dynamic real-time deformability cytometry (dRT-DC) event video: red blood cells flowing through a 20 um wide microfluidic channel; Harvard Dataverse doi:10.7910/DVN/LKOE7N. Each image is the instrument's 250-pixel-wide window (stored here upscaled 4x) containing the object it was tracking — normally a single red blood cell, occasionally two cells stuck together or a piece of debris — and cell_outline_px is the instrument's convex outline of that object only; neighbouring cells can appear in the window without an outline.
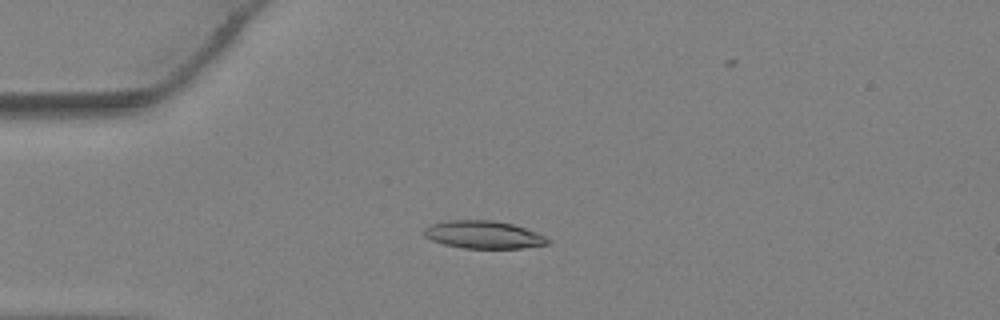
{"species": "Egyptian fruit bat (a non-hibernating species)", "species_latin": "Rousettus aegyptiacus", "temperature_condition": "warm", "stored_images_in_passage": 30, "camera_frame_rate_fps": 3000, "um_per_image_px": 0.085, "animal": {"sex": "female"}, "frame": {"image": 1, "passage_image": 2, "time_ms": 0.333, "image_size_px": [1000, 320], "cell_outline_px": [[552, 240], [548, 244], [520, 248], [464, 248], [444, 244], [432, 240], [424, 236], [424, 228], [432, 224], [448, 220], [492, 220], [512, 224], [536, 232]], "centroid_in_image_um": [41.1, 19.95], "position_along_channel_um": 43.9, "area_um2": 19.83}}
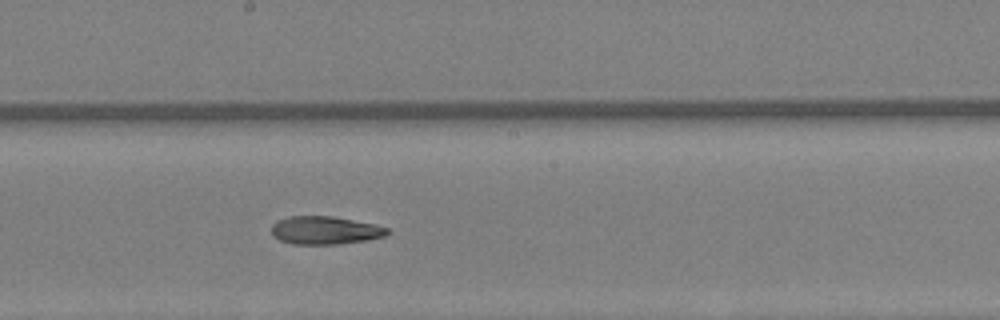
{"frame": {"image": 2, "passage_image": 13, "time_ms": 4.0, "image_size_px": [1000, 320], "cell_outline_px": [[388, 236], [368, 240], [340, 244], [292, 244], [280, 240], [272, 236], [272, 224], [276, 220], [288, 216], [332, 216], [376, 224], [388, 228]], "centroid_in_image_um": [27.63, 19.58], "position_along_channel_um": 220.6, "area_um2": 19.19}}
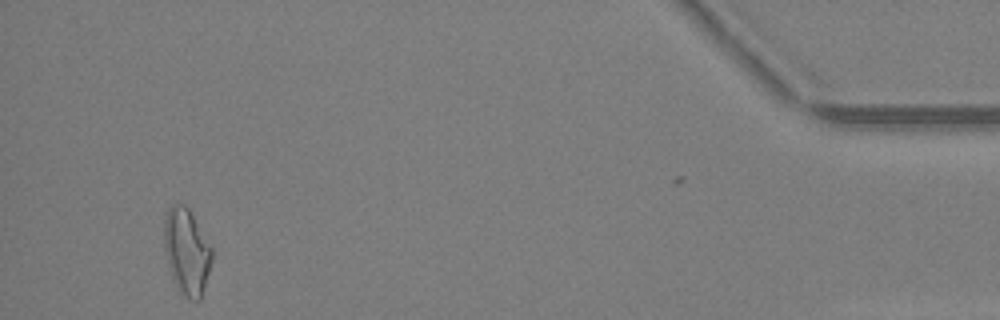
{"frame": {"image": 3, "passage_image": 28, "time_ms": 9.0, "image_size_px": [1000, 320], "cell_outline_px": [[212, 260], [200, 300], [192, 300], [180, 292], [168, 268], [164, 248], [164, 220], [168, 208], [172, 204], [184, 204], [188, 208], [212, 248]], "centroid_in_image_um": [15.85, 21.36], "position_along_channel_um": 419.3, "area_um2": 23.7}}